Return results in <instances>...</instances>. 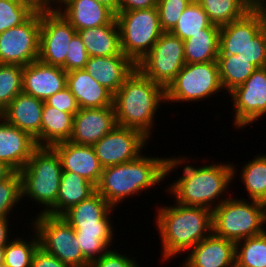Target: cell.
<instances>
[{
  "instance_id": "3",
  "label": "cell",
  "mask_w": 266,
  "mask_h": 267,
  "mask_svg": "<svg viewBox=\"0 0 266 267\" xmlns=\"http://www.w3.org/2000/svg\"><path fill=\"white\" fill-rule=\"evenodd\" d=\"M166 100L165 88L145 77L137 68L113 95L116 123L151 135L156 110Z\"/></svg>"
},
{
  "instance_id": "14",
  "label": "cell",
  "mask_w": 266,
  "mask_h": 267,
  "mask_svg": "<svg viewBox=\"0 0 266 267\" xmlns=\"http://www.w3.org/2000/svg\"><path fill=\"white\" fill-rule=\"evenodd\" d=\"M235 109L234 125L244 128L266 114V67L256 69L240 86L229 93Z\"/></svg>"
},
{
  "instance_id": "38",
  "label": "cell",
  "mask_w": 266,
  "mask_h": 267,
  "mask_svg": "<svg viewBox=\"0 0 266 267\" xmlns=\"http://www.w3.org/2000/svg\"><path fill=\"white\" fill-rule=\"evenodd\" d=\"M34 13L18 0H0V34L22 25Z\"/></svg>"
},
{
  "instance_id": "53",
  "label": "cell",
  "mask_w": 266,
  "mask_h": 267,
  "mask_svg": "<svg viewBox=\"0 0 266 267\" xmlns=\"http://www.w3.org/2000/svg\"><path fill=\"white\" fill-rule=\"evenodd\" d=\"M4 251L5 247H0V264L4 263Z\"/></svg>"
},
{
  "instance_id": "37",
  "label": "cell",
  "mask_w": 266,
  "mask_h": 267,
  "mask_svg": "<svg viewBox=\"0 0 266 267\" xmlns=\"http://www.w3.org/2000/svg\"><path fill=\"white\" fill-rule=\"evenodd\" d=\"M35 235L36 237L34 236L30 242L22 238H16L12 242L10 240L4 251V264L7 267H31L34 252L39 246L37 232Z\"/></svg>"
},
{
  "instance_id": "51",
  "label": "cell",
  "mask_w": 266,
  "mask_h": 267,
  "mask_svg": "<svg viewBox=\"0 0 266 267\" xmlns=\"http://www.w3.org/2000/svg\"><path fill=\"white\" fill-rule=\"evenodd\" d=\"M95 1L109 7L116 14L118 0H95Z\"/></svg>"
},
{
  "instance_id": "25",
  "label": "cell",
  "mask_w": 266,
  "mask_h": 267,
  "mask_svg": "<svg viewBox=\"0 0 266 267\" xmlns=\"http://www.w3.org/2000/svg\"><path fill=\"white\" fill-rule=\"evenodd\" d=\"M89 57L119 55L120 31L116 18L109 24L77 31Z\"/></svg>"
},
{
  "instance_id": "11",
  "label": "cell",
  "mask_w": 266,
  "mask_h": 267,
  "mask_svg": "<svg viewBox=\"0 0 266 267\" xmlns=\"http://www.w3.org/2000/svg\"><path fill=\"white\" fill-rule=\"evenodd\" d=\"M41 14L0 34V64L26 66L39 60Z\"/></svg>"
},
{
  "instance_id": "43",
  "label": "cell",
  "mask_w": 266,
  "mask_h": 267,
  "mask_svg": "<svg viewBox=\"0 0 266 267\" xmlns=\"http://www.w3.org/2000/svg\"><path fill=\"white\" fill-rule=\"evenodd\" d=\"M45 102L59 111L70 113L73 116L79 110L75 97L67 87L50 96Z\"/></svg>"
},
{
  "instance_id": "52",
  "label": "cell",
  "mask_w": 266,
  "mask_h": 267,
  "mask_svg": "<svg viewBox=\"0 0 266 267\" xmlns=\"http://www.w3.org/2000/svg\"><path fill=\"white\" fill-rule=\"evenodd\" d=\"M246 8L250 11L252 8L257 6L258 4L263 3L265 0H240Z\"/></svg>"
},
{
  "instance_id": "23",
  "label": "cell",
  "mask_w": 266,
  "mask_h": 267,
  "mask_svg": "<svg viewBox=\"0 0 266 267\" xmlns=\"http://www.w3.org/2000/svg\"><path fill=\"white\" fill-rule=\"evenodd\" d=\"M67 88L79 108L113 106V94L95 81L84 69L67 72Z\"/></svg>"
},
{
  "instance_id": "34",
  "label": "cell",
  "mask_w": 266,
  "mask_h": 267,
  "mask_svg": "<svg viewBox=\"0 0 266 267\" xmlns=\"http://www.w3.org/2000/svg\"><path fill=\"white\" fill-rule=\"evenodd\" d=\"M235 266L266 267V231L235 243Z\"/></svg>"
},
{
  "instance_id": "19",
  "label": "cell",
  "mask_w": 266,
  "mask_h": 267,
  "mask_svg": "<svg viewBox=\"0 0 266 267\" xmlns=\"http://www.w3.org/2000/svg\"><path fill=\"white\" fill-rule=\"evenodd\" d=\"M136 69V64L122 52L119 55L89 57L84 70L113 95Z\"/></svg>"
},
{
  "instance_id": "39",
  "label": "cell",
  "mask_w": 266,
  "mask_h": 267,
  "mask_svg": "<svg viewBox=\"0 0 266 267\" xmlns=\"http://www.w3.org/2000/svg\"><path fill=\"white\" fill-rule=\"evenodd\" d=\"M21 198V175L20 172L14 171L0 182V218H8L13 206L20 202Z\"/></svg>"
},
{
  "instance_id": "41",
  "label": "cell",
  "mask_w": 266,
  "mask_h": 267,
  "mask_svg": "<svg viewBox=\"0 0 266 267\" xmlns=\"http://www.w3.org/2000/svg\"><path fill=\"white\" fill-rule=\"evenodd\" d=\"M237 55L248 60L257 69L266 67V39L259 32Z\"/></svg>"
},
{
  "instance_id": "16",
  "label": "cell",
  "mask_w": 266,
  "mask_h": 267,
  "mask_svg": "<svg viewBox=\"0 0 266 267\" xmlns=\"http://www.w3.org/2000/svg\"><path fill=\"white\" fill-rule=\"evenodd\" d=\"M67 87V72L58 66L40 60L24 66L22 92L46 101L50 96Z\"/></svg>"
},
{
  "instance_id": "47",
  "label": "cell",
  "mask_w": 266,
  "mask_h": 267,
  "mask_svg": "<svg viewBox=\"0 0 266 267\" xmlns=\"http://www.w3.org/2000/svg\"><path fill=\"white\" fill-rule=\"evenodd\" d=\"M18 1L22 5L27 6L33 13H39V14L54 12L57 10L56 9L57 7H54L52 5H54L56 2L57 4H59L58 0H18Z\"/></svg>"
},
{
  "instance_id": "18",
  "label": "cell",
  "mask_w": 266,
  "mask_h": 267,
  "mask_svg": "<svg viewBox=\"0 0 266 267\" xmlns=\"http://www.w3.org/2000/svg\"><path fill=\"white\" fill-rule=\"evenodd\" d=\"M52 148L59 155L63 171L77 173L95 186L98 185L103 167L92 146L65 141L53 145Z\"/></svg>"
},
{
  "instance_id": "36",
  "label": "cell",
  "mask_w": 266,
  "mask_h": 267,
  "mask_svg": "<svg viewBox=\"0 0 266 267\" xmlns=\"http://www.w3.org/2000/svg\"><path fill=\"white\" fill-rule=\"evenodd\" d=\"M24 66L0 64V113L22 92Z\"/></svg>"
},
{
  "instance_id": "26",
  "label": "cell",
  "mask_w": 266,
  "mask_h": 267,
  "mask_svg": "<svg viewBox=\"0 0 266 267\" xmlns=\"http://www.w3.org/2000/svg\"><path fill=\"white\" fill-rule=\"evenodd\" d=\"M113 207L97 191L79 204L70 207L61 216L71 226L111 225Z\"/></svg>"
},
{
  "instance_id": "46",
  "label": "cell",
  "mask_w": 266,
  "mask_h": 267,
  "mask_svg": "<svg viewBox=\"0 0 266 267\" xmlns=\"http://www.w3.org/2000/svg\"><path fill=\"white\" fill-rule=\"evenodd\" d=\"M158 0H118L117 12L157 7Z\"/></svg>"
},
{
  "instance_id": "15",
  "label": "cell",
  "mask_w": 266,
  "mask_h": 267,
  "mask_svg": "<svg viewBox=\"0 0 266 267\" xmlns=\"http://www.w3.org/2000/svg\"><path fill=\"white\" fill-rule=\"evenodd\" d=\"M117 126L113 106L103 108H79L73 116L69 141L78 145L93 146Z\"/></svg>"
},
{
  "instance_id": "5",
  "label": "cell",
  "mask_w": 266,
  "mask_h": 267,
  "mask_svg": "<svg viewBox=\"0 0 266 267\" xmlns=\"http://www.w3.org/2000/svg\"><path fill=\"white\" fill-rule=\"evenodd\" d=\"M21 175L22 197L45 205L41 211L56 216V200L63 173L59 155L52 147H37L19 171Z\"/></svg>"
},
{
  "instance_id": "54",
  "label": "cell",
  "mask_w": 266,
  "mask_h": 267,
  "mask_svg": "<svg viewBox=\"0 0 266 267\" xmlns=\"http://www.w3.org/2000/svg\"><path fill=\"white\" fill-rule=\"evenodd\" d=\"M0 267H7L4 263L0 264Z\"/></svg>"
},
{
  "instance_id": "29",
  "label": "cell",
  "mask_w": 266,
  "mask_h": 267,
  "mask_svg": "<svg viewBox=\"0 0 266 267\" xmlns=\"http://www.w3.org/2000/svg\"><path fill=\"white\" fill-rule=\"evenodd\" d=\"M72 227L82 254L89 263L104 255L113 242L112 225Z\"/></svg>"
},
{
  "instance_id": "33",
  "label": "cell",
  "mask_w": 266,
  "mask_h": 267,
  "mask_svg": "<svg viewBox=\"0 0 266 267\" xmlns=\"http://www.w3.org/2000/svg\"><path fill=\"white\" fill-rule=\"evenodd\" d=\"M210 22L219 27L239 20L249 10L240 0H197Z\"/></svg>"
},
{
  "instance_id": "9",
  "label": "cell",
  "mask_w": 266,
  "mask_h": 267,
  "mask_svg": "<svg viewBox=\"0 0 266 267\" xmlns=\"http://www.w3.org/2000/svg\"><path fill=\"white\" fill-rule=\"evenodd\" d=\"M224 89L217 61L185 64L175 79L165 89L166 100L199 101Z\"/></svg>"
},
{
  "instance_id": "6",
  "label": "cell",
  "mask_w": 266,
  "mask_h": 267,
  "mask_svg": "<svg viewBox=\"0 0 266 267\" xmlns=\"http://www.w3.org/2000/svg\"><path fill=\"white\" fill-rule=\"evenodd\" d=\"M212 210V232L237 243L245 238L262 234L266 230V204L236 198H221Z\"/></svg>"
},
{
  "instance_id": "45",
  "label": "cell",
  "mask_w": 266,
  "mask_h": 267,
  "mask_svg": "<svg viewBox=\"0 0 266 267\" xmlns=\"http://www.w3.org/2000/svg\"><path fill=\"white\" fill-rule=\"evenodd\" d=\"M31 267H71L70 265L60 261L52 254L45 251L43 248L38 246L34 252Z\"/></svg>"
},
{
  "instance_id": "32",
  "label": "cell",
  "mask_w": 266,
  "mask_h": 267,
  "mask_svg": "<svg viewBox=\"0 0 266 267\" xmlns=\"http://www.w3.org/2000/svg\"><path fill=\"white\" fill-rule=\"evenodd\" d=\"M220 33H197L184 41L185 64L217 61Z\"/></svg>"
},
{
  "instance_id": "22",
  "label": "cell",
  "mask_w": 266,
  "mask_h": 267,
  "mask_svg": "<svg viewBox=\"0 0 266 267\" xmlns=\"http://www.w3.org/2000/svg\"><path fill=\"white\" fill-rule=\"evenodd\" d=\"M58 2L64 4L63 9L57 8L58 12L76 31L109 24L116 18V14L109 7L95 0H58Z\"/></svg>"
},
{
  "instance_id": "24",
  "label": "cell",
  "mask_w": 266,
  "mask_h": 267,
  "mask_svg": "<svg viewBox=\"0 0 266 267\" xmlns=\"http://www.w3.org/2000/svg\"><path fill=\"white\" fill-rule=\"evenodd\" d=\"M259 32L258 20L251 11L239 20L221 26L219 55H237Z\"/></svg>"
},
{
  "instance_id": "1",
  "label": "cell",
  "mask_w": 266,
  "mask_h": 267,
  "mask_svg": "<svg viewBox=\"0 0 266 267\" xmlns=\"http://www.w3.org/2000/svg\"><path fill=\"white\" fill-rule=\"evenodd\" d=\"M185 158H159L139 155L136 159L103 168L96 191L116 207L127 196L135 195L159 184ZM123 199V200H122Z\"/></svg>"
},
{
  "instance_id": "7",
  "label": "cell",
  "mask_w": 266,
  "mask_h": 267,
  "mask_svg": "<svg viewBox=\"0 0 266 267\" xmlns=\"http://www.w3.org/2000/svg\"><path fill=\"white\" fill-rule=\"evenodd\" d=\"M122 53L138 64L164 33L157 7L116 13Z\"/></svg>"
},
{
  "instance_id": "8",
  "label": "cell",
  "mask_w": 266,
  "mask_h": 267,
  "mask_svg": "<svg viewBox=\"0 0 266 267\" xmlns=\"http://www.w3.org/2000/svg\"><path fill=\"white\" fill-rule=\"evenodd\" d=\"M39 214L32 223L38 234L39 246L71 267H89L73 227L62 216Z\"/></svg>"
},
{
  "instance_id": "4",
  "label": "cell",
  "mask_w": 266,
  "mask_h": 267,
  "mask_svg": "<svg viewBox=\"0 0 266 267\" xmlns=\"http://www.w3.org/2000/svg\"><path fill=\"white\" fill-rule=\"evenodd\" d=\"M234 171L233 165L223 163L199 168L186 165L183 176L174 181L168 190L175 195L176 203L213 210L215 201L225 190L227 191L228 185L233 180L236 174Z\"/></svg>"
},
{
  "instance_id": "40",
  "label": "cell",
  "mask_w": 266,
  "mask_h": 267,
  "mask_svg": "<svg viewBox=\"0 0 266 267\" xmlns=\"http://www.w3.org/2000/svg\"><path fill=\"white\" fill-rule=\"evenodd\" d=\"M193 0H158L157 9L160 25L164 32H170L177 24L185 8Z\"/></svg>"
},
{
  "instance_id": "27",
  "label": "cell",
  "mask_w": 266,
  "mask_h": 267,
  "mask_svg": "<svg viewBox=\"0 0 266 267\" xmlns=\"http://www.w3.org/2000/svg\"><path fill=\"white\" fill-rule=\"evenodd\" d=\"M73 126V115L61 112L44 101L41 121V147L69 141Z\"/></svg>"
},
{
  "instance_id": "10",
  "label": "cell",
  "mask_w": 266,
  "mask_h": 267,
  "mask_svg": "<svg viewBox=\"0 0 266 267\" xmlns=\"http://www.w3.org/2000/svg\"><path fill=\"white\" fill-rule=\"evenodd\" d=\"M184 65V41L170 32H164L136 64V68L145 77L166 89Z\"/></svg>"
},
{
  "instance_id": "44",
  "label": "cell",
  "mask_w": 266,
  "mask_h": 267,
  "mask_svg": "<svg viewBox=\"0 0 266 267\" xmlns=\"http://www.w3.org/2000/svg\"><path fill=\"white\" fill-rule=\"evenodd\" d=\"M89 267H139L132 258L121 255L115 250H108L100 258L90 263Z\"/></svg>"
},
{
  "instance_id": "42",
  "label": "cell",
  "mask_w": 266,
  "mask_h": 267,
  "mask_svg": "<svg viewBox=\"0 0 266 267\" xmlns=\"http://www.w3.org/2000/svg\"><path fill=\"white\" fill-rule=\"evenodd\" d=\"M88 59L89 55L86 52V48L79 35L76 34L69 44L66 55L65 71L71 72L73 70L84 69Z\"/></svg>"
},
{
  "instance_id": "30",
  "label": "cell",
  "mask_w": 266,
  "mask_h": 267,
  "mask_svg": "<svg viewBox=\"0 0 266 267\" xmlns=\"http://www.w3.org/2000/svg\"><path fill=\"white\" fill-rule=\"evenodd\" d=\"M170 33L185 41L197 33H220V27L212 24L202 6L193 0Z\"/></svg>"
},
{
  "instance_id": "28",
  "label": "cell",
  "mask_w": 266,
  "mask_h": 267,
  "mask_svg": "<svg viewBox=\"0 0 266 267\" xmlns=\"http://www.w3.org/2000/svg\"><path fill=\"white\" fill-rule=\"evenodd\" d=\"M96 192V186L74 172L63 171L56 200V216L79 204Z\"/></svg>"
},
{
  "instance_id": "2",
  "label": "cell",
  "mask_w": 266,
  "mask_h": 267,
  "mask_svg": "<svg viewBox=\"0 0 266 267\" xmlns=\"http://www.w3.org/2000/svg\"><path fill=\"white\" fill-rule=\"evenodd\" d=\"M174 205L161 206L155 219L162 240L164 260L189 252L212 233V210L202 206Z\"/></svg>"
},
{
  "instance_id": "20",
  "label": "cell",
  "mask_w": 266,
  "mask_h": 267,
  "mask_svg": "<svg viewBox=\"0 0 266 267\" xmlns=\"http://www.w3.org/2000/svg\"><path fill=\"white\" fill-rule=\"evenodd\" d=\"M182 267H233L235 243L213 232L196 244Z\"/></svg>"
},
{
  "instance_id": "48",
  "label": "cell",
  "mask_w": 266,
  "mask_h": 267,
  "mask_svg": "<svg viewBox=\"0 0 266 267\" xmlns=\"http://www.w3.org/2000/svg\"><path fill=\"white\" fill-rule=\"evenodd\" d=\"M265 2L258 4L257 6L252 8L250 11L257 18L258 23H259L260 33L266 39V4H265Z\"/></svg>"
},
{
  "instance_id": "13",
  "label": "cell",
  "mask_w": 266,
  "mask_h": 267,
  "mask_svg": "<svg viewBox=\"0 0 266 267\" xmlns=\"http://www.w3.org/2000/svg\"><path fill=\"white\" fill-rule=\"evenodd\" d=\"M148 138L140 131L117 125L92 147L103 168L136 159Z\"/></svg>"
},
{
  "instance_id": "12",
  "label": "cell",
  "mask_w": 266,
  "mask_h": 267,
  "mask_svg": "<svg viewBox=\"0 0 266 267\" xmlns=\"http://www.w3.org/2000/svg\"><path fill=\"white\" fill-rule=\"evenodd\" d=\"M76 34L58 10L41 14L39 60L65 70L69 44Z\"/></svg>"
},
{
  "instance_id": "49",
  "label": "cell",
  "mask_w": 266,
  "mask_h": 267,
  "mask_svg": "<svg viewBox=\"0 0 266 267\" xmlns=\"http://www.w3.org/2000/svg\"><path fill=\"white\" fill-rule=\"evenodd\" d=\"M8 222V218H0V247H5L9 243Z\"/></svg>"
},
{
  "instance_id": "21",
  "label": "cell",
  "mask_w": 266,
  "mask_h": 267,
  "mask_svg": "<svg viewBox=\"0 0 266 267\" xmlns=\"http://www.w3.org/2000/svg\"><path fill=\"white\" fill-rule=\"evenodd\" d=\"M0 121V161L19 172L38 146L28 132L7 123L1 117Z\"/></svg>"
},
{
  "instance_id": "35",
  "label": "cell",
  "mask_w": 266,
  "mask_h": 267,
  "mask_svg": "<svg viewBox=\"0 0 266 267\" xmlns=\"http://www.w3.org/2000/svg\"><path fill=\"white\" fill-rule=\"evenodd\" d=\"M240 175L249 199L266 204V155H258L244 165Z\"/></svg>"
},
{
  "instance_id": "17",
  "label": "cell",
  "mask_w": 266,
  "mask_h": 267,
  "mask_svg": "<svg viewBox=\"0 0 266 267\" xmlns=\"http://www.w3.org/2000/svg\"><path fill=\"white\" fill-rule=\"evenodd\" d=\"M44 101L21 92L0 113L7 123L28 132L41 147V121Z\"/></svg>"
},
{
  "instance_id": "31",
  "label": "cell",
  "mask_w": 266,
  "mask_h": 267,
  "mask_svg": "<svg viewBox=\"0 0 266 267\" xmlns=\"http://www.w3.org/2000/svg\"><path fill=\"white\" fill-rule=\"evenodd\" d=\"M217 62L222 86L229 93L242 85L257 69L238 55H218Z\"/></svg>"
},
{
  "instance_id": "50",
  "label": "cell",
  "mask_w": 266,
  "mask_h": 267,
  "mask_svg": "<svg viewBox=\"0 0 266 267\" xmlns=\"http://www.w3.org/2000/svg\"><path fill=\"white\" fill-rule=\"evenodd\" d=\"M13 172L14 170L10 166L0 161V182L7 179Z\"/></svg>"
}]
</instances>
